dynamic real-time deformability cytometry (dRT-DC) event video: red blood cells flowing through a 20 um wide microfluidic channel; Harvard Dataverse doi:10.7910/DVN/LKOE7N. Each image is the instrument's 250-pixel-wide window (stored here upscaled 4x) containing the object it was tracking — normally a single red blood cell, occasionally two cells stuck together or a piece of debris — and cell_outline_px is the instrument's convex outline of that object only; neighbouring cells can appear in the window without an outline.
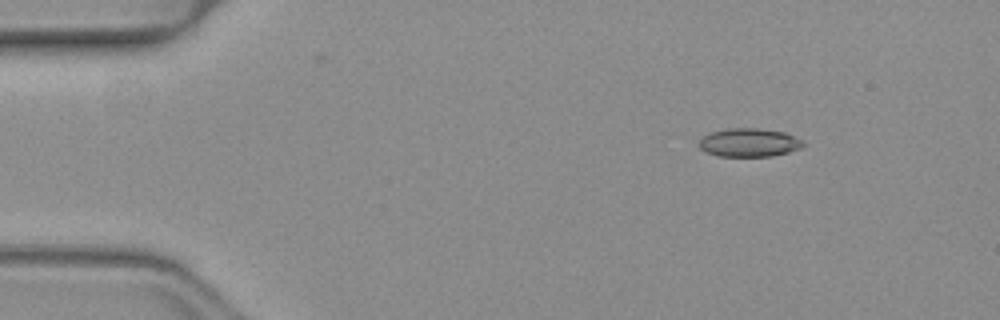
{"species": "common noctule bat (a hibernating species)", "species_latin": "Nyctalus noctula", "temperature_condition": "warm", "stored_images_in_passage": 41, "camera_frame_rate_fps": 3000, "um_per_image_px": 0.085, "animal": {"sex": "female", "body_mass_g": 19.3, "forearm_length_mm": 54.1}, "frame": {"image": 1, "passage_image": 1, "time_ms": 0.0, "image_size_px": [1000, 320], "cell_outline_px": [[804, 144], [800, 148], [788, 152], [772, 156], [716, 156], [700, 148], [700, 140], [704, 136], [712, 132], [728, 128], [760, 128], [784, 132], [804, 140]], "centroid_in_image_um": [63.71, 12.11], "position_along_channel_um": 21.3, "area_um2": 17.17}}
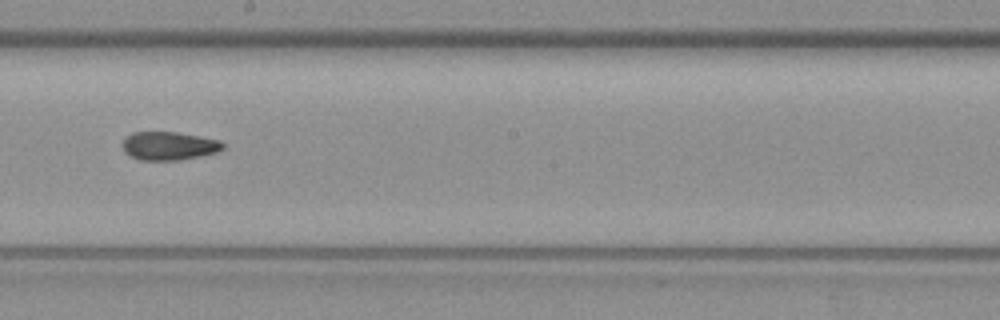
{"frame": {"image": 2, "passage_image": 23, "time_ms": 7.333, "image_size_px": [1000, 320], "cell_outline_px": [[224, 148], [216, 152], [200, 156], [180, 160], [140, 160], [128, 156], [124, 152], [124, 140], [132, 132], [176, 132], [200, 136], [220, 140], [224, 144]], "centroid_in_image_um": [14.37, 12.4], "position_along_channel_um": 233.8, "area_um2": 16.59}}
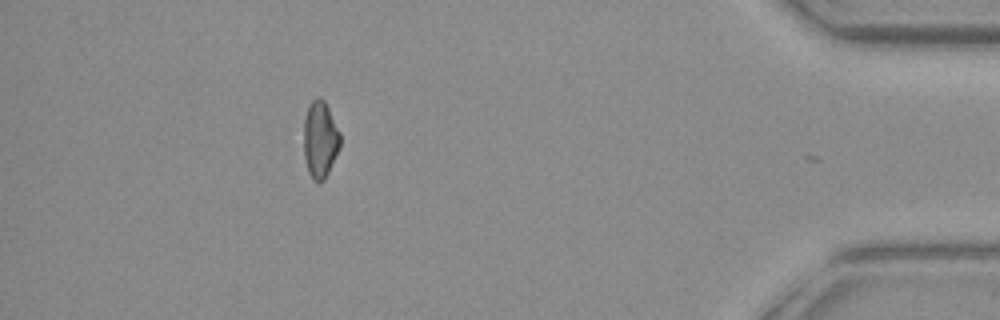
{"frame": {"image": 3, "passage_image": 40, "time_ms": 13.0, "image_size_px": [1000, 320], "cell_outline_px": [[340, 148], [324, 180], [312, 180], [308, 172], [304, 156], [304, 120], [308, 108], [312, 100], [316, 96], [320, 96], [324, 100], [340, 132]], "centroid_in_image_um": [27.21, 11.84], "position_along_channel_um": 408.0, "area_um2": 16.24}, "authors_computed_cell_mechanics": {"area_um2": 17.1088, "velocity_mm_per_s": 4.0564, "shape_relaxation_time_tau1_ms": 8.4635, "shape_relaxation_time_tau2_ms": 2.8168, "deformation_change_tau1": 0.1954, "deformation_change_tau2": 0.0922}}